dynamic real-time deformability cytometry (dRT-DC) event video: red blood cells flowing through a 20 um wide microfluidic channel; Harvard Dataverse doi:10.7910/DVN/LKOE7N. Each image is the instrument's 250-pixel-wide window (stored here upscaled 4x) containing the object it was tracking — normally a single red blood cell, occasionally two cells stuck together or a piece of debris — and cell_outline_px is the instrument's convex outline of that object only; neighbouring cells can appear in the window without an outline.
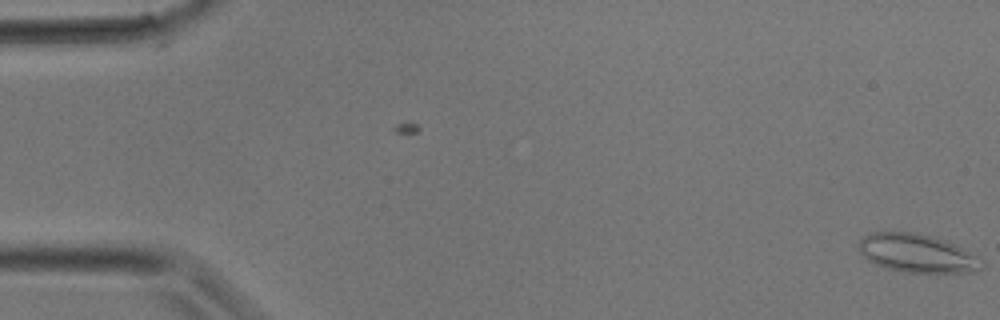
{"species": "common noctule bat (a hibernating species)", "species_latin": "Nyctalus noctula", "temperature_condition": "room temperature", "stored_images_in_passage": 4, "camera_frame_rate_fps": 3000, "um_per_image_px": 0.085, "animal": {"sex": "male", "body_mass_g": 17.9}, "frame": {"image": 1, "passage_image": 4, "time_ms": 1.0, "image_size_px": [1000, 320], "cell_outline_px": [[984, 268], [976, 272], [904, 272], [888, 268], [876, 264], [868, 260], [860, 252], [860, 240], [868, 232], [912, 232], [944, 240], [980, 256], [984, 260]], "centroid_in_image_um": [78.01, 21.54], "position_along_channel_um": 7.0, "area_um2": 27.4}}